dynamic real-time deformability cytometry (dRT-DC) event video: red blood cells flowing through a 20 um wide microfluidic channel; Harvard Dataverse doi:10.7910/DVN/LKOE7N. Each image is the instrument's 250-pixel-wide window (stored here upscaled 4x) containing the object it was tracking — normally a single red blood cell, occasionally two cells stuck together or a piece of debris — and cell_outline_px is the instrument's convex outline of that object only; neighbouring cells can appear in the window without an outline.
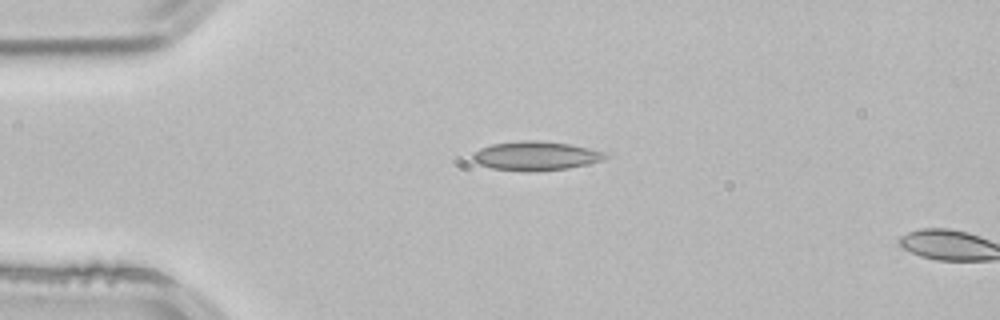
{"species": "common noctule bat (a hibernating species)", "species_latin": "Nyctalus noctula", "temperature_condition": "room temperature", "stored_images_in_passage": 3, "camera_frame_rate_fps": 3000, "um_per_image_px": 0.085, "animal": {"sex": "male", "body_mass_g": 21.5, "forearm_length_mm": 52.0}, "frame": {"image": 1, "passage_image": 3, "time_ms": 0.667, "image_size_px": [1000, 320], "cell_outline_px": [[608, 156], [604, 160], [588, 164], [568, 168], [528, 172], [492, 168], [480, 164], [472, 160], [472, 156], [480, 148], [492, 144], [520, 140], [540, 140], [568, 144], [588, 148], [604, 152]], "centroid_in_image_um": [45.54, 13.25], "position_along_channel_um": 39.5, "area_um2": 22.37}}